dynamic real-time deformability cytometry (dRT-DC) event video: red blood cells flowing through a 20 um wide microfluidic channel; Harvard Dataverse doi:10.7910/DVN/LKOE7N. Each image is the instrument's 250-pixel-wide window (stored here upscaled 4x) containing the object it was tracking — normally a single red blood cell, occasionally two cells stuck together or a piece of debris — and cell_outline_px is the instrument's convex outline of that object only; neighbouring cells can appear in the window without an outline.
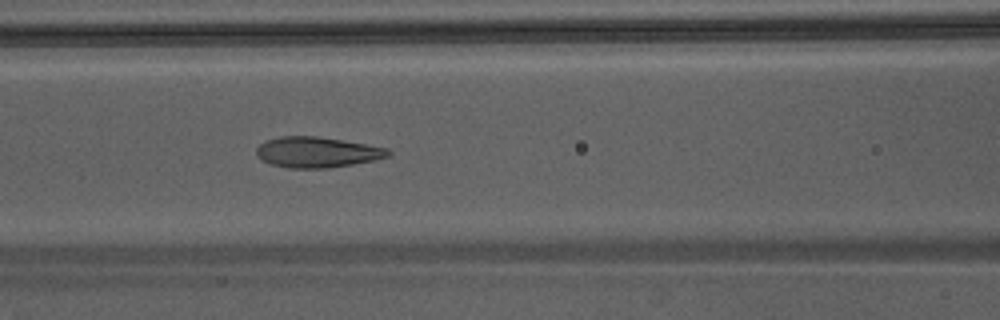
{"species": "Egyptian fruit bat (a non-hibernating species)", "species_latin": "Rousettus aegyptiacus", "temperature_condition": "warm", "stored_images_in_passage": 47, "camera_frame_rate_fps": 3000, "um_per_image_px": 0.085, "animal": {"sex": "male"}, "frame": {"image": 1, "passage_image": 21, "time_ms": 6.667, "image_size_px": [1000, 320], "cell_outline_px": [[392, 152], [388, 156], [376, 160], [328, 168], [288, 168], [272, 164], [256, 156], [256, 148], [264, 140], [280, 136], [316, 136], [388, 148]], "centroid_in_image_um": [26.93, 12.93], "position_along_channel_um": 139.7, "area_um2": 23.41}}
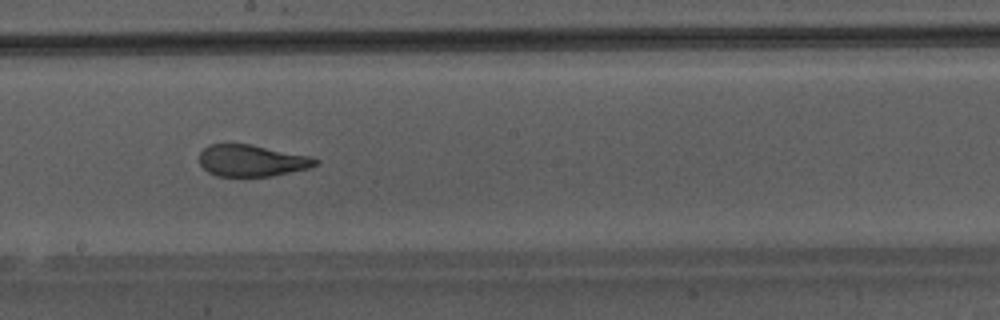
{"frame": {"image": 2, "passage_image": 27, "time_ms": 8.667, "image_size_px": [1000, 320], "cell_outline_px": [[320, 164], [308, 168], [272, 176], [216, 176], [208, 172], [200, 164], [200, 152], [208, 144], [248, 144], [312, 156], [320, 160]], "centroid_in_image_um": [21.43, 13.65], "position_along_channel_um": 226.8, "area_um2": 21.44}}